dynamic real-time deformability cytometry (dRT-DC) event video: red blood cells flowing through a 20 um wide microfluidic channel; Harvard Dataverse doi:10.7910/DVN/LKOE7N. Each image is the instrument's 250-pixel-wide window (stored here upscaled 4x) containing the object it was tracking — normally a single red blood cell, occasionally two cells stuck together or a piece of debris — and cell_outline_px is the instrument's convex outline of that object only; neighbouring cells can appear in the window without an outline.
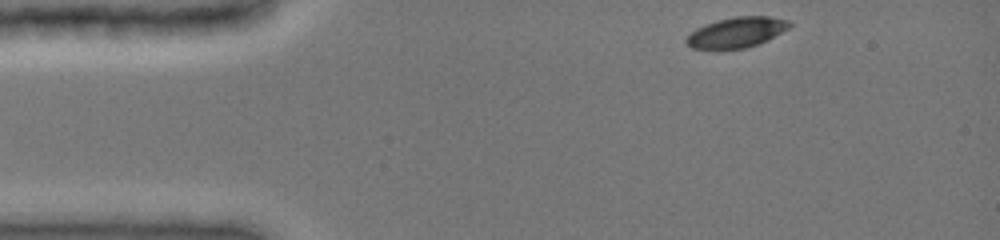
{"species": "common noctule bat (a hibernating species)", "species_latin": "Nyctalus noctula", "temperature_condition": "cold", "stored_images_in_passage": 57, "camera_frame_rate_fps": 3000, "um_per_image_px": 0.085, "animal": {"sex": "female", "body_mass_g": 19.0, "forearm_length_mm": 51.5}, "frame": {"image": 1, "passage_image": 1, "time_ms": 0.0, "image_size_px": [1000, 240], "cell_outline_px": [[792, 24], [788, 28], [768, 40], [760, 44], [744, 48], [692, 48], [684, 40], [696, 28], [704, 24], [716, 20], [736, 16], [768, 16], [788, 20]], "centroid_in_image_um": [62.63, 2.73], "position_along_channel_um": 22.4, "area_um2": 18.09}}
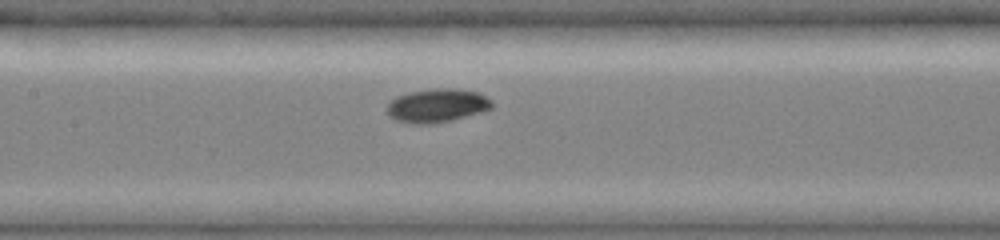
{"frame": {"image": 2, "passage_image": 23, "time_ms": 5.333, "image_size_px": [1000, 240], "cell_outline_px": [[492, 108], [480, 112], [452, 120], [432, 124], [412, 124], [396, 120], [388, 116], [388, 104], [396, 96], [408, 92], [432, 88], [456, 88], [480, 92], [492, 100]], "centroid_in_image_um": [37.16, 8.96], "position_along_channel_um": 170.2, "area_um2": 20.75}}
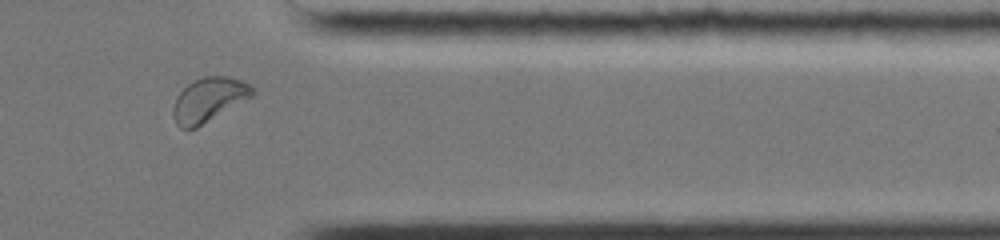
{"frame": {"image": 3, "passage_image": 48, "time_ms": 11.0, "image_size_px": [1000, 240], "cell_outline_px": [[256, 92], [252, 96], [196, 128], [180, 128], [176, 124], [172, 112], [172, 108], [176, 96], [188, 84], [204, 76], [228, 76], [240, 80], [256, 88]], "centroid_in_image_um": [17.74, 8.47], "position_along_channel_um": 393.7, "area_um2": 20.23}, "authors_computed_cell_mechanics": {"area_um2": 19.652, "velocity_mm_per_s": 3.9813, "shape_relaxation_time_tau1_ms": 1.2314, "shape_relaxation_time_tau2_ms": null, "deformation_change_tau1": 0.0574, "deformation_change_tau2": null}}